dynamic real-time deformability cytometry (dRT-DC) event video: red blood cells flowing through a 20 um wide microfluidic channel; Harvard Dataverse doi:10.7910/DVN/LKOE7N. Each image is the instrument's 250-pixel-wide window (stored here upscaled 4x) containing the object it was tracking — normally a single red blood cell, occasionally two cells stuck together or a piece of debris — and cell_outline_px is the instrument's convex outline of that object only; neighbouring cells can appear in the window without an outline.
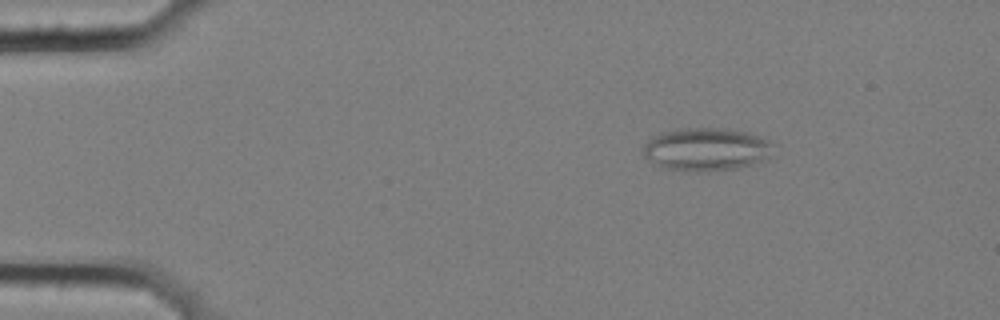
{"species": "common noctule bat (a hibernating species)", "species_latin": "Nyctalus noctula", "temperature_condition": "cold", "stored_images_in_passage": 4, "camera_frame_rate_fps": 3000, "um_per_image_px": 0.085, "animal": {"sex": "female", "body_mass_g": 25.1}, "frame": {"image": 1, "passage_image": 2, "time_ms": 0.333, "image_size_px": [1000, 320], "cell_outline_px": [[776, 144], [768, 156], [752, 164], [736, 168], [708, 172], [700, 172], [664, 168], [644, 156], [644, 144], [652, 136], [680, 128], [724, 128], [748, 132], [760, 136]], "centroid_in_image_um": [60.06, 12.68], "position_along_channel_um": 24.9, "area_um2": 32.48}}